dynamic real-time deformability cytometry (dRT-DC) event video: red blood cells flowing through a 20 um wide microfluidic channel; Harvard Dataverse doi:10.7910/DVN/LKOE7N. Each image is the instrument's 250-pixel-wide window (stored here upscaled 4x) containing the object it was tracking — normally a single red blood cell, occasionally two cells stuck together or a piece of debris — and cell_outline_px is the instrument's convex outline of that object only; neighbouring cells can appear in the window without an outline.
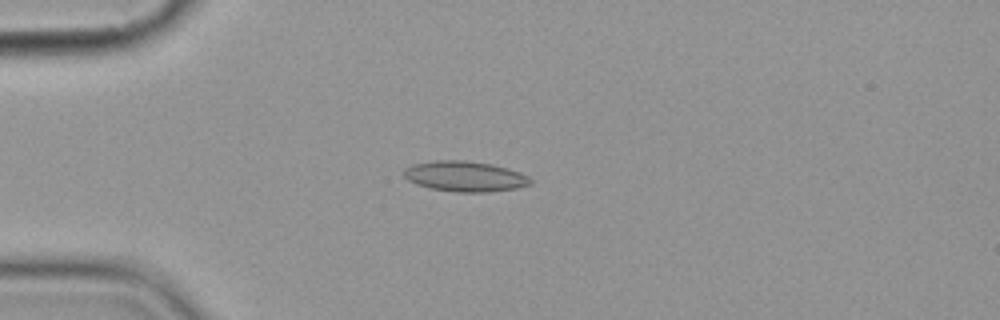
{"species": "common noctule bat (a hibernating species)", "species_latin": "Nyctalus noctula", "temperature_condition": "cold", "stored_images_in_passage": 7, "camera_frame_rate_fps": 3000, "um_per_image_px": 0.085, "animal": {"sex": "female", "body_mass_g": 19.9}, "frame": {"image": 1, "passage_image": 4, "time_ms": 3.667, "image_size_px": [1000, 320], "cell_outline_px": [[532, 184], [516, 188], [488, 192], [456, 192], [432, 188], [416, 184], [408, 180], [404, 176], [404, 168], [416, 164], [436, 160], [464, 160], [492, 164], [520, 172], [528, 176], [532, 180]], "centroid_in_image_um": [39.54, 14.99], "position_along_channel_um": 45.5, "area_um2": 22.31}}
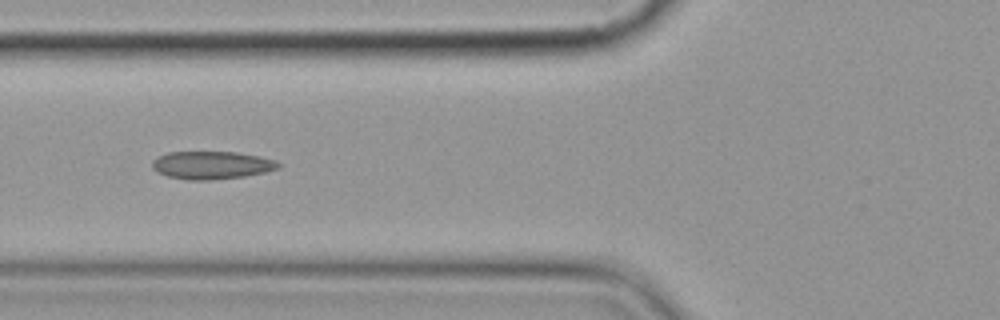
{"frame": {"image": 2, "passage_image": 6, "time_ms": 6.0, "image_size_px": [1000, 320], "cell_outline_px": [[280, 168], [264, 172], [244, 176], [212, 180], [188, 180], [168, 176], [152, 168], [152, 160], [168, 152], [236, 152], [260, 156], [276, 160], [280, 164]], "centroid_in_image_um": [18.02, 14.03], "position_along_channel_um": 107.8, "area_um2": 20.4}}
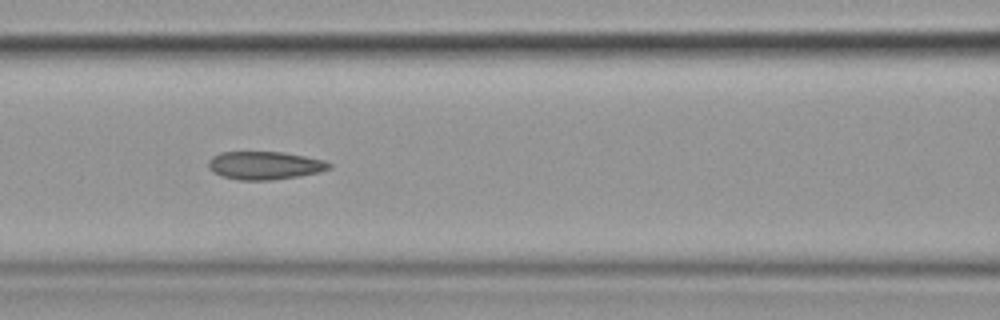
{"frame": {"image": 3, "passage_image": 7, "time_ms": 7.0, "image_size_px": [1000, 320], "cell_outline_px": [[332, 168], [320, 172], [272, 180], [240, 180], [220, 176], [212, 172], [208, 168], [208, 160], [212, 156], [220, 152], [284, 152], [324, 160], [332, 164]], "centroid_in_image_um": [22.47, 14.06], "position_along_channel_um": 144.1, "area_um2": 19.88}}